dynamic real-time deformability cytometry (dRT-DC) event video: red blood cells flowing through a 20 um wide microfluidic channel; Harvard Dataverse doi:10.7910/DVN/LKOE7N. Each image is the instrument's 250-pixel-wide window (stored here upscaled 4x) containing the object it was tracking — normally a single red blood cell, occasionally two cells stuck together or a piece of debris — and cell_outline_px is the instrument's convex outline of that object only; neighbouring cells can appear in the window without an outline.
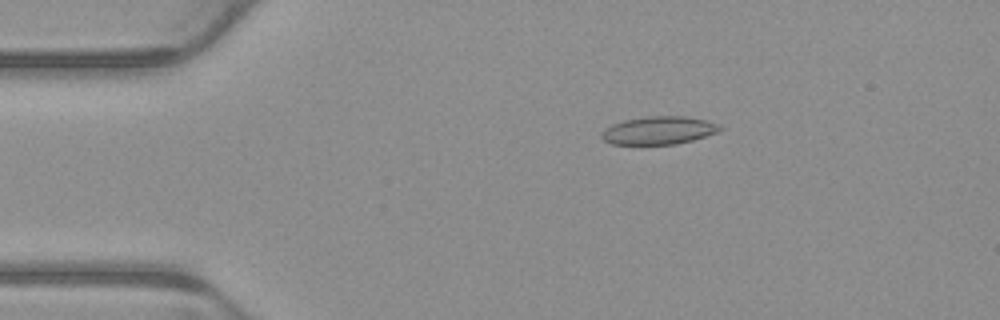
{"species": "common noctule bat (a hibernating species)", "species_latin": "Nyctalus noctula", "temperature_condition": "warm", "stored_images_in_passage": 6, "camera_frame_rate_fps": 3000, "um_per_image_px": 0.085, "animal": {"sex": "male", "body_mass_g": 23.1, "forearm_length_mm": 52.7}, "frame": {"image": 1, "passage_image": 3, "time_ms": 0.667, "image_size_px": [1000, 320], "cell_outline_px": [[724, 128], [716, 132], [692, 140], [676, 144], [612, 144], [604, 140], [600, 136], [600, 132], [604, 128], [612, 124], [624, 120], [648, 116], [684, 116], [708, 120]], "centroid_in_image_um": [55.95, 11.08], "position_along_channel_um": 29.0, "area_um2": 19.25}}
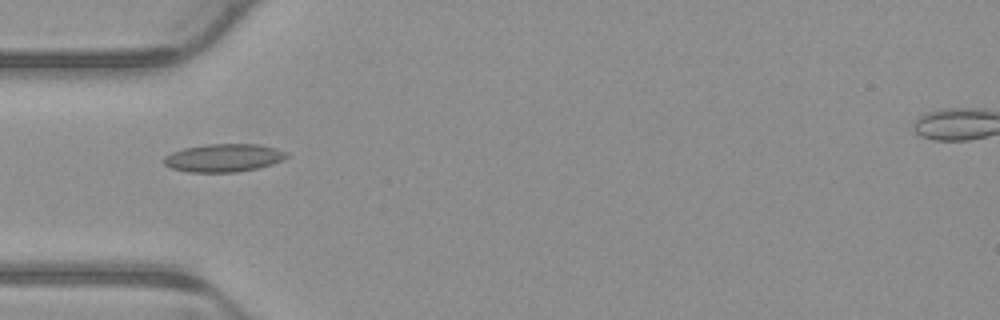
{"frame": {"image": 2, "passage_image": 5, "time_ms": 1.333, "image_size_px": [1000, 320], "cell_outline_px": [[288, 156], [284, 160], [272, 164], [256, 168], [236, 172], [188, 172], [172, 168], [164, 164], [164, 156], [172, 152], [184, 148], [208, 144], [260, 144], [276, 148], [288, 152]], "centroid_in_image_um": [19.04, 13.41], "position_along_channel_um": 66.0, "area_um2": 20.06}}
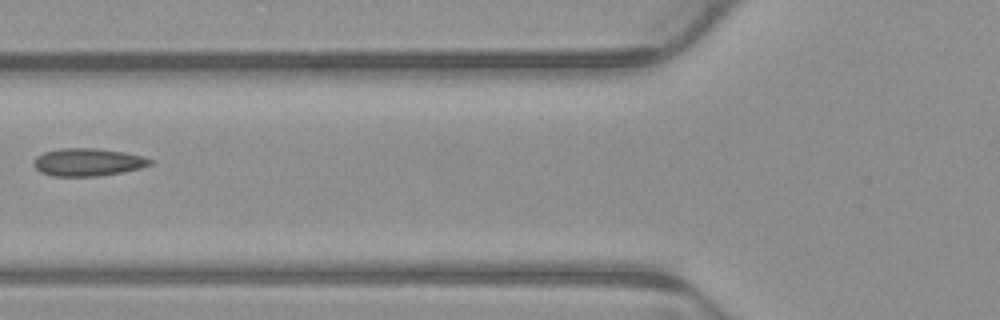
{"frame": {"image": 3, "passage_image": 6, "time_ms": 1.667, "image_size_px": [1000, 320], "cell_outline_px": [[152, 164], [140, 168], [100, 176], [52, 176], [40, 172], [32, 164], [32, 160], [36, 156], [44, 152], [60, 148], [96, 148], [124, 152], [144, 156], [152, 160]], "centroid_in_image_um": [7.43, 13.78], "position_along_channel_um": 118.4, "area_um2": 18.9}}